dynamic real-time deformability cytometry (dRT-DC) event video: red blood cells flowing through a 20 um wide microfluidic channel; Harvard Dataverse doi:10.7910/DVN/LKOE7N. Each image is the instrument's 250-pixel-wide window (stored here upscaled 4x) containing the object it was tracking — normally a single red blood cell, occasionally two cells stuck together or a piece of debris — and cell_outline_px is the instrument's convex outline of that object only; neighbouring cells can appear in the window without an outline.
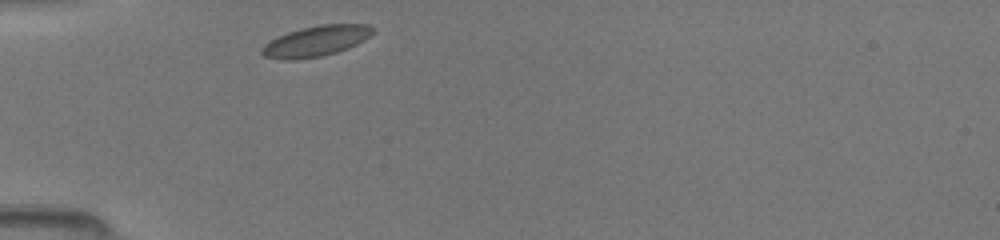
{"species": "common noctule bat (a hibernating species)", "species_latin": "Nyctalus noctula", "temperature_condition": "room temperature", "stored_images_in_passage": 20, "camera_frame_rate_fps": 3000, "um_per_image_px": 0.085, "animal": {"sex": "female", "body_mass_g": 19.5, "forearm_length_mm": 54.1}, "frame": {"image": 1, "passage_image": 1, "time_ms": 0.0, "image_size_px": [1000, 240], "cell_outline_px": [[376, 32], [364, 40], [348, 48], [336, 52], [320, 56], [296, 60], [280, 60], [264, 56], [260, 52], [260, 48], [264, 44], [276, 36], [300, 28], [320, 24], [368, 24]], "centroid_in_image_um": [26.82, 3.49], "position_along_channel_um": 58.2, "area_um2": 20.0}}
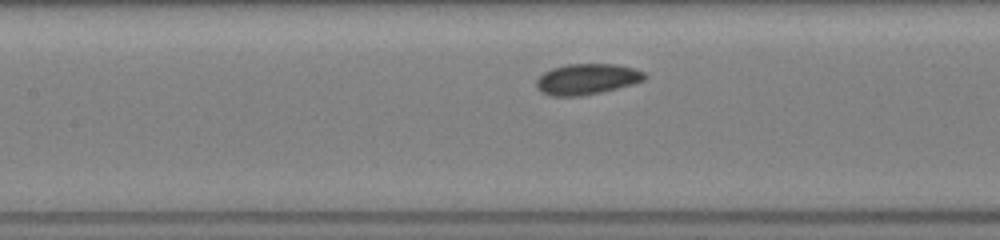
{"frame": {"image": 2, "passage_image": 9, "time_ms": 2.667, "image_size_px": [1000, 240], "cell_outline_px": [[648, 76], [644, 80], [632, 84], [600, 92], [580, 96], [552, 96], [540, 92], [536, 88], [536, 80], [544, 72], [552, 68], [564, 64], [616, 64], [632, 68], [644, 72]], "centroid_in_image_um": [49.86, 6.72], "position_along_channel_um": 157.5, "area_um2": 19.42}}
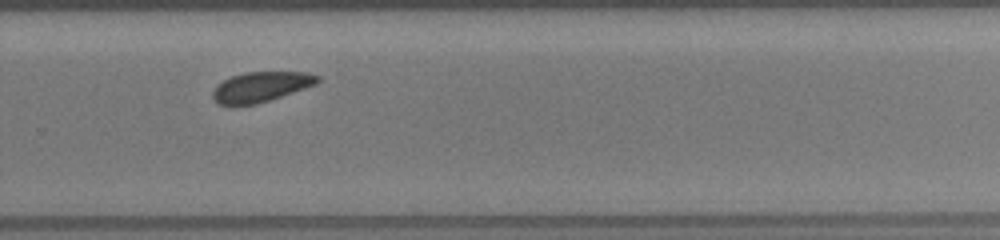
{"frame": {"image": 3, "passage_image": 20, "time_ms": 6.333, "image_size_px": [1000, 240], "cell_outline_px": [[320, 80], [316, 84], [256, 104], [216, 104], [212, 96], [212, 92], [216, 84], [232, 76], [244, 72], [308, 72], [320, 76]], "centroid_in_image_um": [22.16, 7.36], "position_along_channel_um": 307.6, "area_um2": 18.15}}